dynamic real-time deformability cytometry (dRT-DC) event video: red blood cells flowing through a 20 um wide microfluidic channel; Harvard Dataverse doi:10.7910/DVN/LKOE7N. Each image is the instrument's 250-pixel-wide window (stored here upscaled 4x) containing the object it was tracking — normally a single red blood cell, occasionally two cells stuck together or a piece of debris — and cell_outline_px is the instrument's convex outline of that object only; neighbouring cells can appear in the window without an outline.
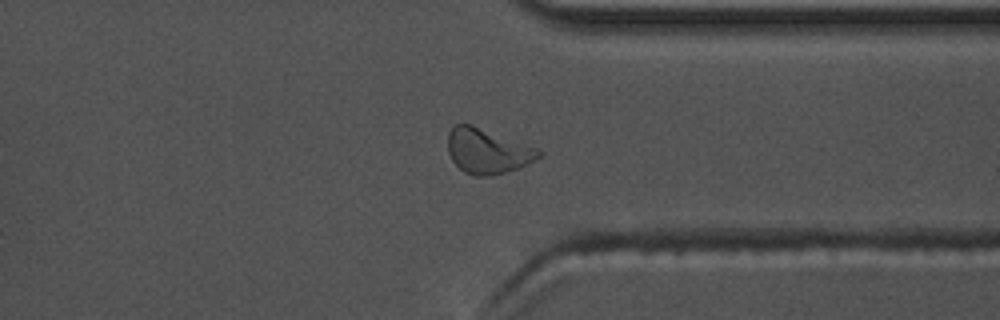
{"species": "common noctule bat (a hibernating species)", "species_latin": "Nyctalus noctula", "temperature_condition": "warm", "stored_images_in_passage": 39, "camera_frame_rate_fps": 3000, "um_per_image_px": 0.085, "animal": {"sex": "male", "body_mass_g": 17.5, "forearm_length_mm": 52.3}, "frame": {"image": 1, "passage_image": 26, "time_ms": 8.333, "image_size_px": [1000, 320], "cell_outline_px": [[544, 152], [540, 156], [516, 168], [504, 172], [488, 176], [476, 176], [464, 172], [452, 160], [448, 152], [448, 132], [456, 124], [472, 124], [540, 148]], "centroid_in_image_um": [41.43, 12.81], "position_along_channel_um": 370.0, "area_um2": 23.76}}
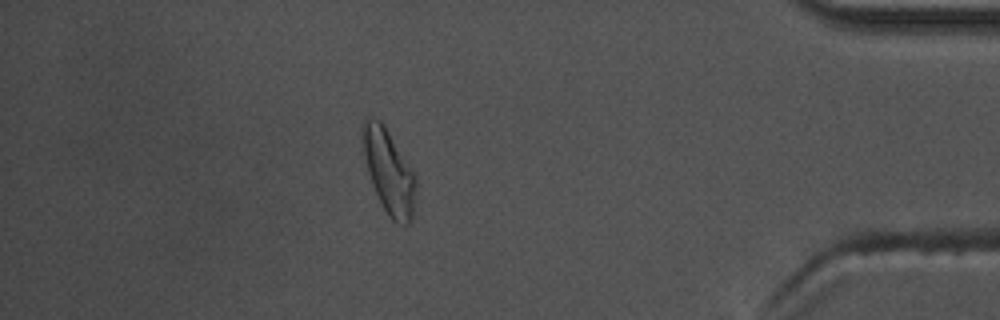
{"frame": {"image": 2, "passage_image": 32, "time_ms": 10.333, "image_size_px": [1000, 320], "cell_outline_px": [[416, 204], [412, 220], [408, 224], [400, 224], [392, 220], [388, 216], [380, 204], [372, 184], [368, 172], [360, 140], [360, 124], [364, 116], [372, 116], [380, 120], [384, 124], [416, 176]], "centroid_in_image_um": [33.02, 14.54], "position_along_channel_um": 402.2, "area_um2": 26.93}, "authors_computed_cell_mechanics": {"area_um2": 22.542, "velocity_mm_per_s": 3.6416, "shape_relaxation_time_tau1_ms": 7.7263, "shape_relaxation_time_tau2_ms": 2.4549, "deformation_change_tau1": 0.1829, "deformation_change_tau2": 0.1009}}